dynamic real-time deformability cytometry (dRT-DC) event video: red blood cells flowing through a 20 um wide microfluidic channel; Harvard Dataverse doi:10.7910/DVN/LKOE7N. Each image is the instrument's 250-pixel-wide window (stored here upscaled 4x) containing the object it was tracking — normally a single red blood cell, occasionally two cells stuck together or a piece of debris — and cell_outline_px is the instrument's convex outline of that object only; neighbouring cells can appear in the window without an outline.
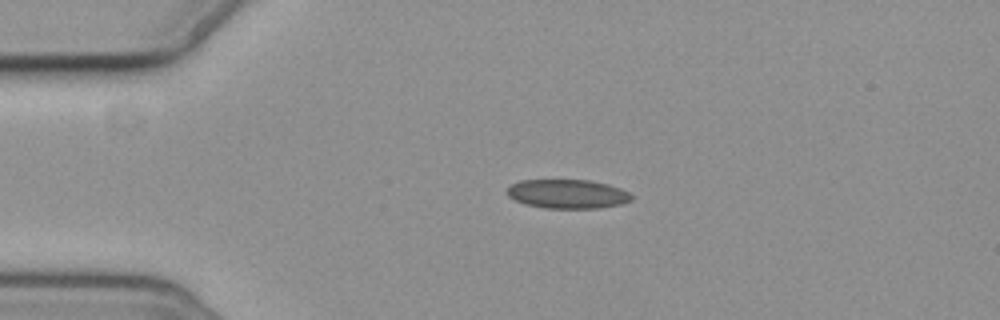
{"species": "common noctule bat (a hibernating species)", "species_latin": "Nyctalus noctula", "temperature_condition": "cold", "stored_images_in_passage": 9, "camera_frame_rate_fps": 3000, "um_per_image_px": 0.085, "animal": {"sex": "female", "body_mass_g": 19.3, "forearm_length_mm": 54.1}, "frame": {"image": 1, "passage_image": 3, "time_ms": 2.667, "image_size_px": [1000, 320], "cell_outline_px": [[632, 200], [620, 204], [596, 208], [544, 208], [524, 204], [508, 196], [508, 188], [512, 184], [520, 180], [588, 180], [608, 184], [620, 188], [628, 192], [632, 196]], "centroid_in_image_um": [48.24, 16.48], "position_along_channel_um": 36.8, "area_um2": 20.92}}
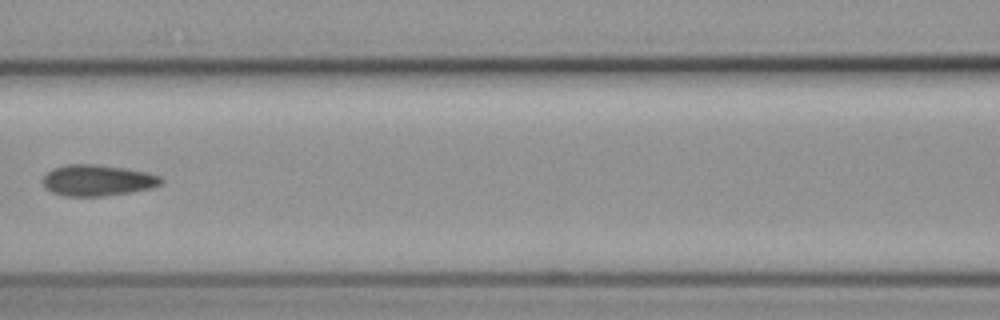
{"frame": {"image": 2, "passage_image": 6, "time_ms": 7.0, "image_size_px": [1000, 320], "cell_outline_px": [[164, 180], [160, 184], [152, 188], [104, 196], [64, 196], [52, 192], [44, 184], [44, 176], [52, 168], [64, 164], [96, 164], [124, 168], [144, 172], [160, 176]], "centroid_in_image_um": [8.28, 15.32], "position_along_channel_um": 158.3, "area_um2": 21.27}}
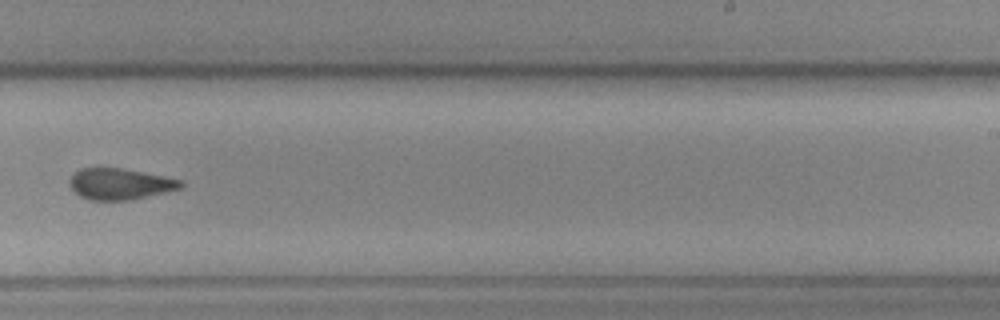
{"frame": {"image": 3, "passage_image": 9, "time_ms": 10.333, "image_size_px": [1000, 320], "cell_outline_px": [[184, 184], [180, 188], [164, 192], [128, 200], [88, 200], [80, 196], [68, 184], [72, 176], [80, 168], [120, 168], [164, 176], [184, 180]], "centroid_in_image_um": [10.19, 15.63], "position_along_channel_um": 278.8, "area_um2": 19.94}}